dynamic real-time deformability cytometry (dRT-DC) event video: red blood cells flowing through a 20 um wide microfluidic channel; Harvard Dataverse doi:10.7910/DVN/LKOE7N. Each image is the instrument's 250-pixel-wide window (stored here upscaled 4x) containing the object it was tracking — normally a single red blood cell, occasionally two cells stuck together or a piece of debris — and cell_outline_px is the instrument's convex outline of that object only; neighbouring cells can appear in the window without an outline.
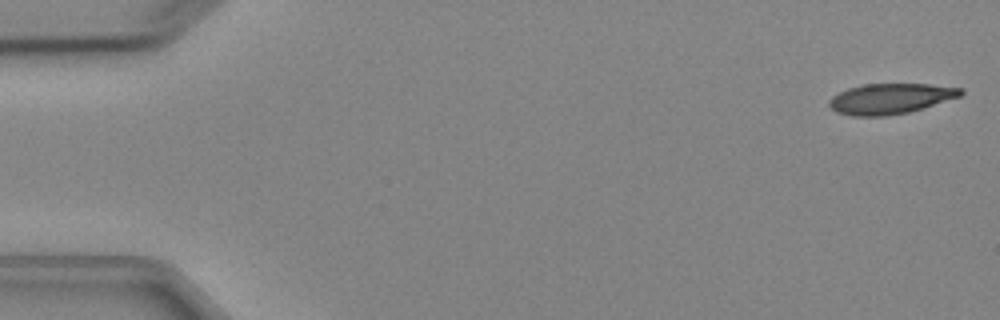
{"species": "Egyptian fruit bat (a non-hibernating species)", "species_latin": "Rousettus aegyptiacus", "temperature_condition": "cold", "stored_images_in_passage": 5, "camera_frame_rate_fps": 3000, "um_per_image_px": 0.085, "animal": {"sex": "female"}, "frame": {"image": 1, "passage_image": 1, "time_ms": 0.0, "image_size_px": [1000, 320], "cell_outline_px": [[964, 92], [960, 96], [924, 108], [908, 112], [888, 116], [852, 116], [836, 112], [828, 104], [828, 100], [832, 96], [848, 88], [864, 84], [928, 84], [964, 88]], "centroid_in_image_um": [75.68, 8.39], "position_along_channel_um": 9.3, "area_um2": 23.41}}
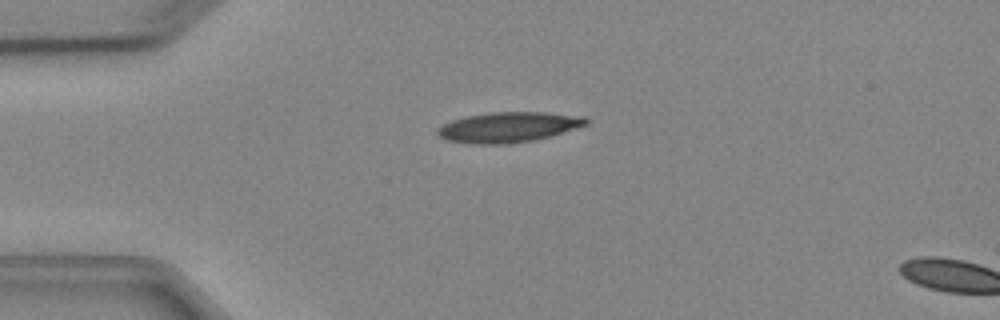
{"frame": {"image": 2, "passage_image": 4, "time_ms": 3.667, "image_size_px": [1000, 320], "cell_outline_px": [[588, 124], [552, 136], [536, 140], [508, 144], [468, 144], [448, 140], [440, 136], [436, 132], [436, 128], [452, 120], [468, 116], [492, 112], [548, 112], [584, 116], [588, 120]], "centroid_in_image_um": [43.24, 10.81], "position_along_channel_um": 41.8, "area_um2": 26.36}}